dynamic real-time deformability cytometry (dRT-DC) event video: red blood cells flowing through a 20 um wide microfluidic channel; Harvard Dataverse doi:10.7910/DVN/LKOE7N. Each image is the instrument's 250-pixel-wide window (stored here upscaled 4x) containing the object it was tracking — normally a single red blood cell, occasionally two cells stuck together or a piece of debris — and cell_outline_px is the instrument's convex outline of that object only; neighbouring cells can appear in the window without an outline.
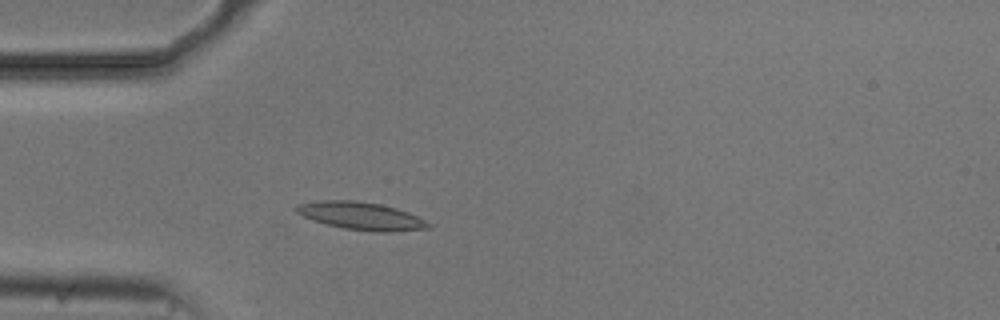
{"species": "common noctule bat (a hibernating species)", "species_latin": "Nyctalus noctula", "temperature_condition": "cold", "stored_images_in_passage": 51, "camera_frame_rate_fps": 3000, "um_per_image_px": 0.085, "animal": {"sex": "male", "body_mass_g": 20.5, "forearm_length_mm": 52.5}, "frame": {"image": 1, "passage_image": 12, "time_ms": 3.667, "image_size_px": [1000, 320], "cell_outline_px": [[432, 228], [388, 232], [372, 232], [344, 228], [312, 220], [296, 212], [292, 208], [300, 204], [320, 200], [352, 200], [380, 204], [396, 208], [408, 212], [432, 224]], "centroid_in_image_um": [30.71, 18.36], "position_along_channel_um": 54.3, "area_um2": 21.27}}
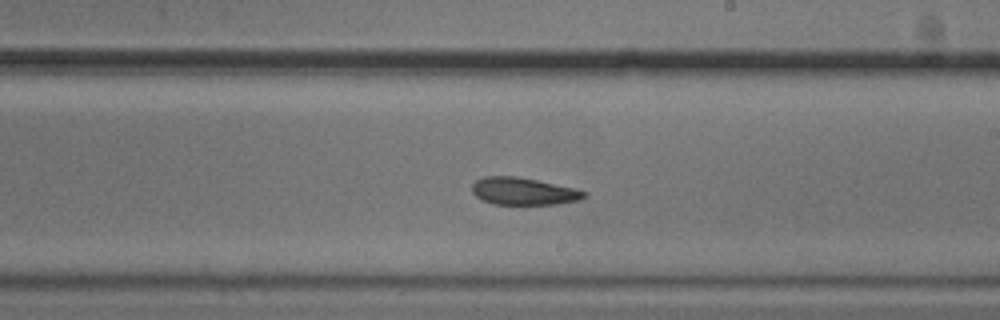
{"frame": {"image": 2, "passage_image": 28, "time_ms": 9.0, "image_size_px": [1000, 320], "cell_outline_px": [[588, 196], [580, 200], [560, 204], [492, 204], [480, 200], [472, 192], [472, 184], [476, 180], [484, 176], [516, 176], [576, 188], [588, 192]], "centroid_in_image_um": [44.52, 16.26], "position_along_channel_um": 244.5, "area_um2": 18.09}}
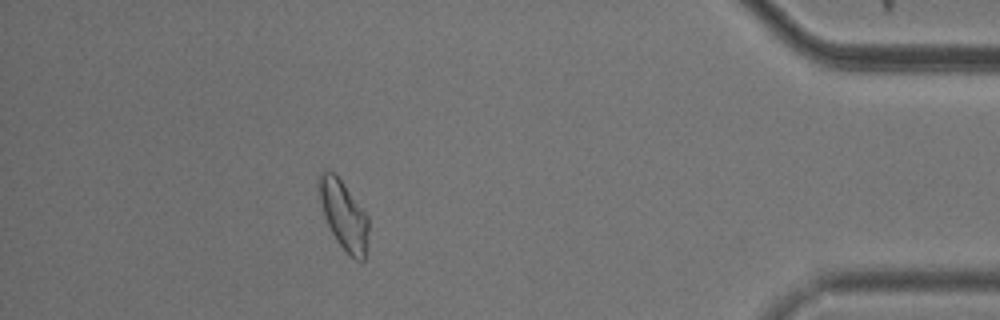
{"frame": {"image": 3, "passage_image": 45, "time_ms": 14.667, "image_size_px": [1000, 320], "cell_outline_px": [[368, 232], [364, 260], [356, 260], [336, 240], [324, 216], [320, 204], [316, 184], [316, 180], [320, 172], [324, 168], [336, 172], [368, 216]], "centroid_in_image_um": [29.16, 18.16], "position_along_channel_um": 406.0, "area_um2": 20.11}, "authors_computed_cell_mechanics": {"area_um2": 19.4208, "velocity_mm_per_s": 3.6775, "shape_relaxation_time_tau1_ms": 8.2476, "shape_relaxation_time_tau2_ms": 4.0058, "deformation_change_tau1": 0.1639, "deformation_change_tau2": 0.1058}}